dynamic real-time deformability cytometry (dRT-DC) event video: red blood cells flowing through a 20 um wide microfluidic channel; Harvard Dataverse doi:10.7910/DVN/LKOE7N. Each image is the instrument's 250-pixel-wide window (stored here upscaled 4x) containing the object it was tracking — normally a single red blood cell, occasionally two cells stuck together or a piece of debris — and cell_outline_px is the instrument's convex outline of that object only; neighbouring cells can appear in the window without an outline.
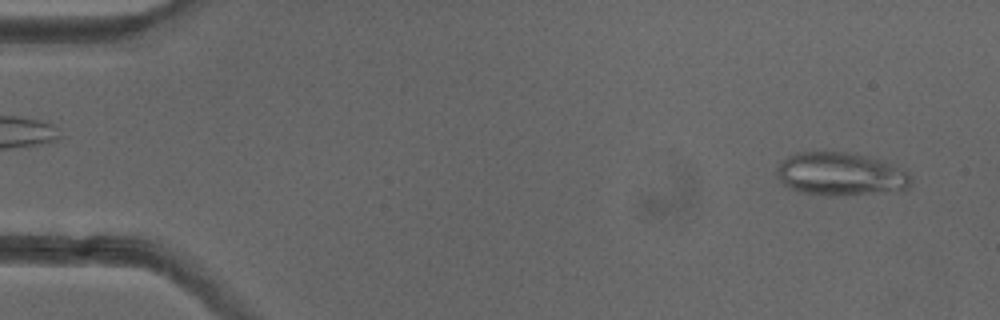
{"species": "common noctule bat (a hibernating species)", "species_latin": "Nyctalus noctula", "temperature_condition": "cold", "stored_images_in_passage": 50, "camera_frame_rate_fps": 3000, "um_per_image_px": 0.085, "animal": {"sex": "female"}, "frame": {"image": 1, "passage_image": 2, "time_ms": 0.333, "image_size_px": [1000, 320], "cell_outline_px": [[912, 180], [908, 188], [832, 196], [800, 192], [788, 188], [776, 176], [776, 168], [788, 156], [796, 152], [844, 152], [864, 156], [888, 164], [908, 172]], "centroid_in_image_um": [71.35, 14.79], "position_along_channel_um": 13.7, "area_um2": 32.83}}
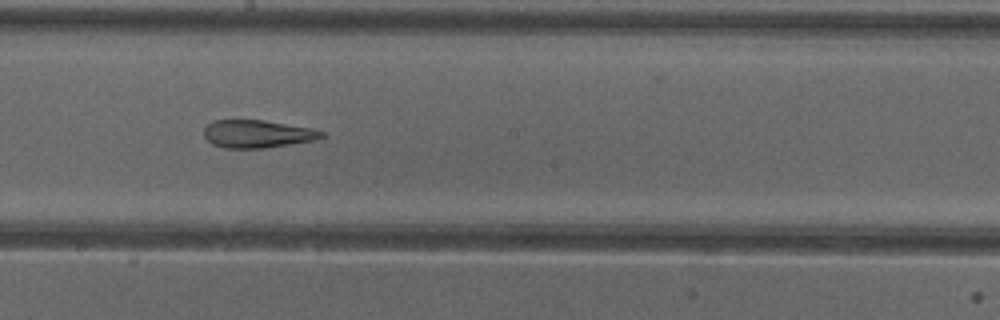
{"frame": {"image": 2, "passage_image": 27, "time_ms": 8.667, "image_size_px": [1000, 320], "cell_outline_px": [[324, 136], [316, 140], [264, 148], [224, 148], [212, 144], [204, 136], [204, 128], [212, 120], [264, 120], [312, 128], [324, 132]], "centroid_in_image_um": [21.87, 11.38], "position_along_channel_um": 226.3, "area_um2": 19.07}}
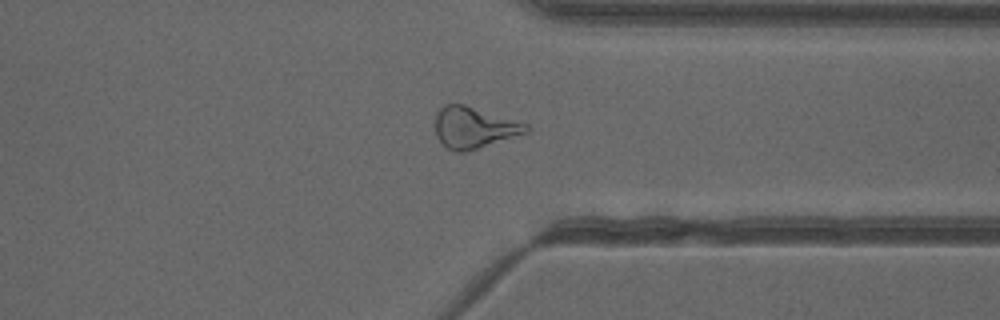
{"frame": {"image": 3, "passage_image": 38, "time_ms": 12.333, "image_size_px": [1000, 320], "cell_outline_px": [[532, 128], [528, 132], [464, 152], [456, 152], [448, 148], [436, 136], [436, 112], [444, 104], [464, 104], [528, 124]], "centroid_in_image_um": [40.29, 10.83], "position_along_channel_um": 371.1, "area_um2": 21.56}, "authors_computed_cell_mechanics": {"area_um2": 23.6402, "velocity_mm_per_s": 3.9959, "shape_relaxation_time_tau1_ms": null, "shape_relaxation_time_tau2_ms": 4.3282, "deformation_change_tau1": null, "deformation_change_tau2": 0.1282}}